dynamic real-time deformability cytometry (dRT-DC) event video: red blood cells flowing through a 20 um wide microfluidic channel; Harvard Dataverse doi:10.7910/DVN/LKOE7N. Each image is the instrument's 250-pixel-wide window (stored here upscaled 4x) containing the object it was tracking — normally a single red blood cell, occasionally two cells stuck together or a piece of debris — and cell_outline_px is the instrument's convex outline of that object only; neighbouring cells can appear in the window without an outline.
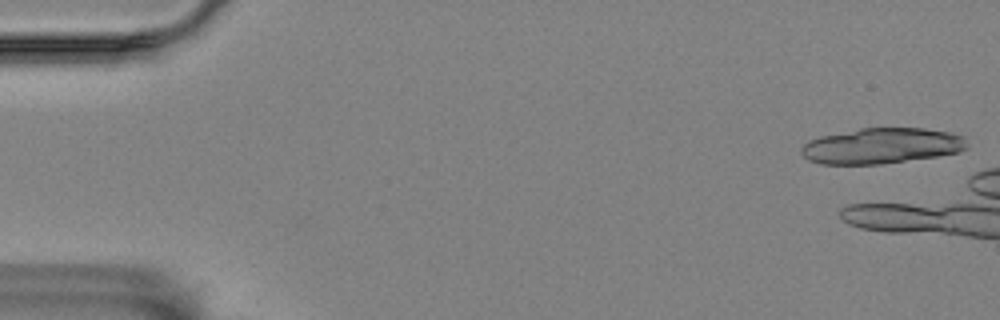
{"species": "Egyptian fruit bat (a non-hibernating species)", "species_latin": "Rousettus aegyptiacus", "temperature_condition": "room temperature", "stored_images_in_passage": 10, "camera_frame_rate_fps": 3000, "um_per_image_px": 0.085, "animal": {"sex": "female"}, "frame": {"image": 1, "passage_image": 1, "time_ms": 0.0, "image_size_px": [1000, 320], "cell_outline_px": [[968, 148], [960, 152], [940, 156], [880, 164], [820, 164], [808, 160], [800, 152], [800, 148], [808, 140], [820, 136], [860, 128], [924, 128], [952, 132], [964, 136], [968, 144]], "centroid_in_image_um": [74.97, 12.39], "position_along_channel_um": 10.0, "area_um2": 34.85}}